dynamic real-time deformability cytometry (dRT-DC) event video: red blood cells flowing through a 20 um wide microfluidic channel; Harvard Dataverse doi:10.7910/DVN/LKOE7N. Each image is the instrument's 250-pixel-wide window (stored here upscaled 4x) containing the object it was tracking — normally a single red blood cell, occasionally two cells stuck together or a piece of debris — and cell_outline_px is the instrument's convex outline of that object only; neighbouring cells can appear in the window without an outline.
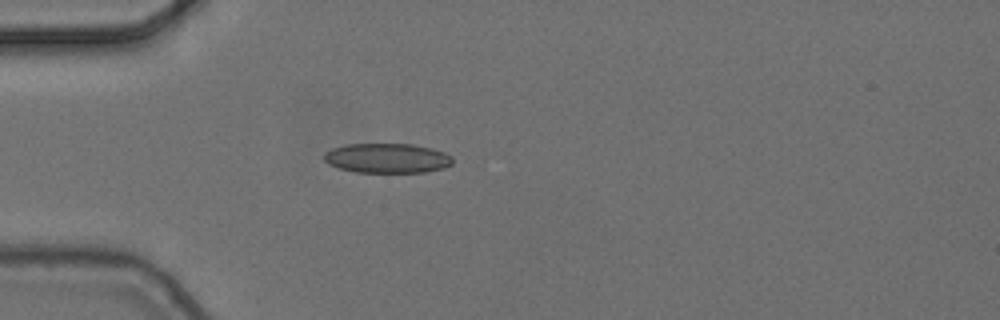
{"species": "common noctule bat (a hibernating species)", "species_latin": "Nyctalus noctula", "temperature_condition": "cold", "stored_images_in_passage": 1, "camera_frame_rate_fps": 3000, "um_per_image_px": 0.085, "animal": {"sex": "female", "body_mass_g": 24.6, "forearm_length_mm": 56.2}, "frame": {"image": 1, "passage_image": 1, "time_ms": 0.0, "image_size_px": [1000, 320], "cell_outline_px": [[452, 164], [444, 168], [424, 172], [356, 172], [340, 168], [328, 164], [324, 160], [324, 152], [332, 148], [344, 144], [412, 144], [432, 148], [444, 152], [452, 156]], "centroid_in_image_um": [32.9, 13.44], "position_along_channel_um": 52.1, "area_um2": 22.31}}